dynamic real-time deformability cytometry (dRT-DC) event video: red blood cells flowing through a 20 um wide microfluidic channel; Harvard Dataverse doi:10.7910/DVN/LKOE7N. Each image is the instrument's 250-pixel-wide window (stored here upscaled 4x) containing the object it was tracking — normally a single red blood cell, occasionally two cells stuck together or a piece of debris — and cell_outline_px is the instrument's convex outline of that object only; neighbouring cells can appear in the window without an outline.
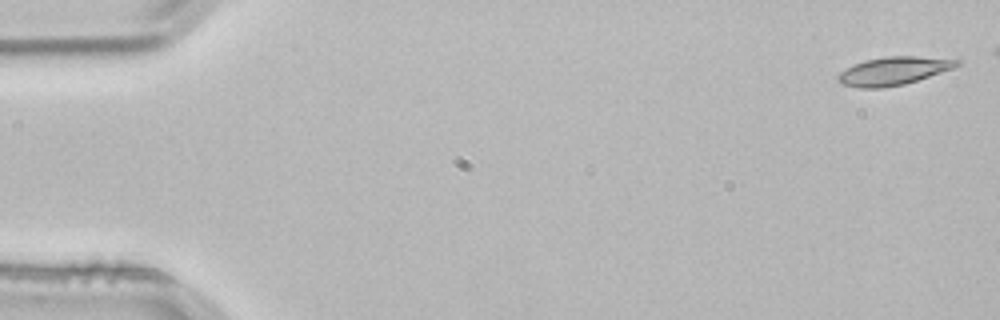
{"species": "common noctule bat (a hibernating species)", "species_latin": "Nyctalus noctula", "temperature_condition": "room temperature", "stored_images_in_passage": 47, "camera_frame_rate_fps": 3000, "um_per_image_px": 0.085, "animal": {"sex": "male", "body_mass_g": 21.5, "forearm_length_mm": 52.0}, "frame": {"image": 1, "passage_image": 1, "time_ms": 0.0, "image_size_px": [1000, 320], "cell_outline_px": [[960, 64], [952, 68], [904, 84], [880, 88], [860, 88], [840, 84], [836, 80], [836, 76], [840, 72], [852, 64], [864, 60], [884, 56], [920, 56], [960, 60]], "centroid_in_image_um": [75.86, 6.02], "position_along_channel_um": 9.1, "area_um2": 19.48}}
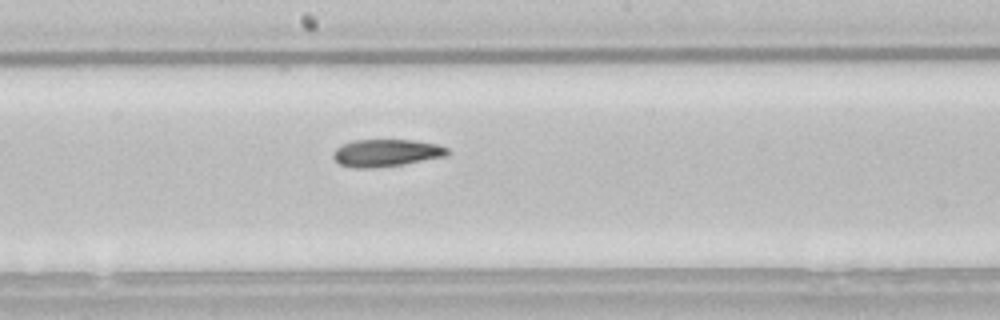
{"frame": {"image": 2, "passage_image": 28, "time_ms": 9.0, "image_size_px": [1000, 320], "cell_outline_px": [[452, 152], [448, 156], [404, 164], [376, 168], [352, 168], [340, 164], [332, 156], [332, 152], [336, 148], [352, 140], [412, 140], [436, 144], [448, 148]], "centroid_in_image_um": [32.85, 13.0], "position_along_channel_um": 215.3, "area_um2": 18.38}}
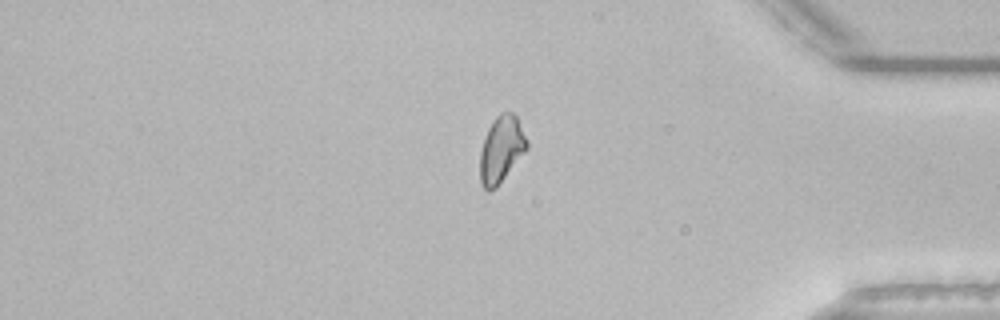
{"frame": {"image": 3, "passage_image": 44, "time_ms": 14.333, "image_size_px": [1000, 320], "cell_outline_px": [[528, 148], [496, 188], [488, 192], [480, 184], [480, 152], [488, 128], [496, 116], [500, 112], [512, 112], [516, 116], [528, 140]], "centroid_in_image_um": [42.61, 12.71], "position_along_channel_um": 392.6, "area_um2": 18.15}, "authors_computed_cell_mechanics": {"area_um2": 18.4382, "velocity_mm_per_s": 3.831, "shape_relaxation_time_tau1_ms": 8.3407, "shape_relaxation_time_tau2_ms": 8.1642, "deformation_change_tau1": 0.1917, "deformation_change_tau2": 0.1577}}